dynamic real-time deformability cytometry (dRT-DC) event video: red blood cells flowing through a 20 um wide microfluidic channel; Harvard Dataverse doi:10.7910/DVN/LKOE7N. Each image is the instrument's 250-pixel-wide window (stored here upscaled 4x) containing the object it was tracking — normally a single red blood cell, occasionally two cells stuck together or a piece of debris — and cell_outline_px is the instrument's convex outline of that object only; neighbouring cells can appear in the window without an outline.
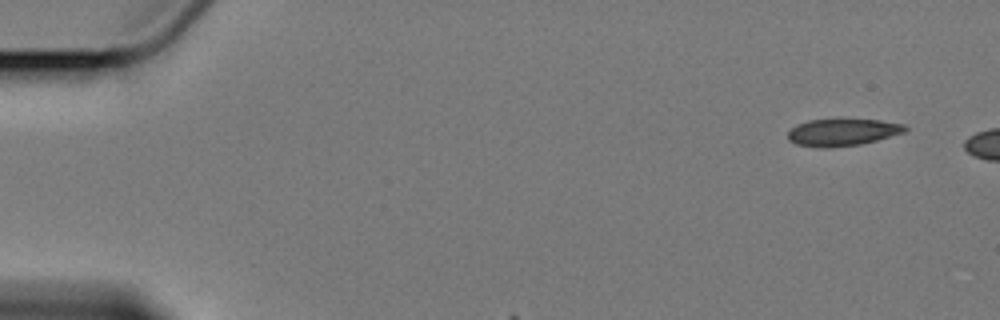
{"species": "Egyptian fruit bat (a non-hibernating species)", "species_latin": "Rousettus aegyptiacus", "temperature_condition": "cold", "stored_images_in_passage": 2, "camera_frame_rate_fps": 3000, "um_per_image_px": 0.085, "animal": {"sex": "female"}, "frame": {"image": 1, "passage_image": 1, "time_ms": 0.0, "image_size_px": [1000, 320], "cell_outline_px": [[908, 128], [904, 132], [876, 140], [860, 144], [832, 148], [820, 148], [796, 144], [788, 140], [788, 132], [796, 124], [808, 120], [836, 116], [880, 120], [904, 124]], "centroid_in_image_um": [71.57, 11.19], "position_along_channel_um": 13.4, "area_um2": 19.42}}